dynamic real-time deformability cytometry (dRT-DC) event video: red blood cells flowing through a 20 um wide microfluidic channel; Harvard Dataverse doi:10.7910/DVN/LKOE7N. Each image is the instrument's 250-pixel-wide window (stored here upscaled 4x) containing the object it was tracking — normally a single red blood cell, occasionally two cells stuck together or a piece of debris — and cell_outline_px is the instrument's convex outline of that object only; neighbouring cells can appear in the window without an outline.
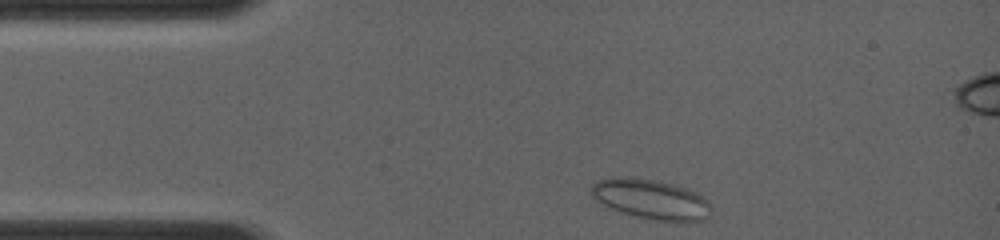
{"species": "common noctule bat (a hibernating species)", "species_latin": "Nyctalus noctula", "temperature_condition": "room temperature", "stored_images_in_passage": 26, "camera_frame_rate_fps": 4000, "um_per_image_px": 0.085, "animal": {"sex": "female", "body_mass_g": 19.0, "forearm_length_mm": 56.7}, "frame": {"image": 1, "passage_image": 1, "time_ms": 0.0, "image_size_px": [1000, 240], "cell_outline_px": [[712, 208], [708, 216], [704, 220], [652, 220], [620, 212], [596, 200], [588, 192], [592, 184], [600, 180], [616, 176], [632, 176], [656, 180], [672, 184], [696, 192], [704, 196], [708, 200]], "centroid_in_image_um": [55.31, 16.9], "position_along_channel_um": 29.7, "area_um2": 27.86}}
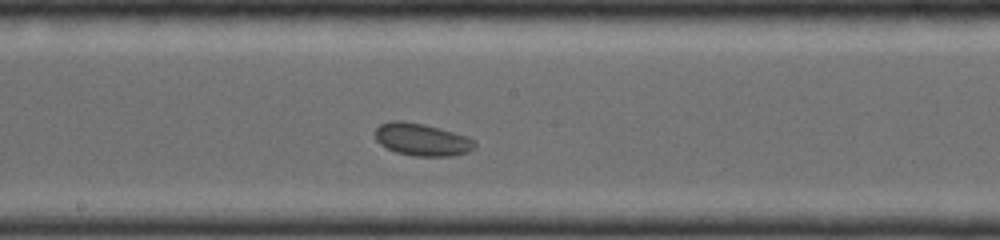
{"frame": {"image": 2, "passage_image": 10, "time_ms": 5.0, "image_size_px": [1000, 240], "cell_outline_px": [[476, 148], [468, 152], [452, 156], [416, 156], [396, 152], [380, 144], [376, 140], [376, 128], [380, 124], [392, 120], [400, 120], [424, 124], [440, 128], [468, 136], [476, 140]], "centroid_in_image_um": [35.91, 11.86], "position_along_channel_um": 212.3, "area_um2": 18.96}}
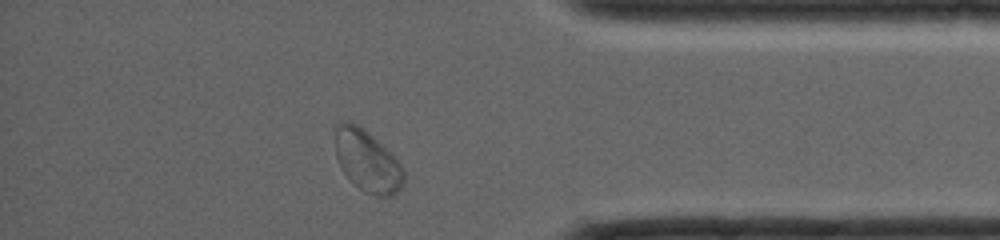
{"frame": {"image": 3, "passage_image": 23, "time_ms": 9.5, "image_size_px": [1000, 240], "cell_outline_px": [[404, 184], [392, 196], [372, 196], [364, 192], [348, 180], [340, 168], [336, 156], [336, 124], [340, 120], [348, 120], [356, 124], [372, 136], [404, 168]], "centroid_in_image_um": [31.19, 13.72], "position_along_channel_um": 404.0, "area_um2": 24.57}}